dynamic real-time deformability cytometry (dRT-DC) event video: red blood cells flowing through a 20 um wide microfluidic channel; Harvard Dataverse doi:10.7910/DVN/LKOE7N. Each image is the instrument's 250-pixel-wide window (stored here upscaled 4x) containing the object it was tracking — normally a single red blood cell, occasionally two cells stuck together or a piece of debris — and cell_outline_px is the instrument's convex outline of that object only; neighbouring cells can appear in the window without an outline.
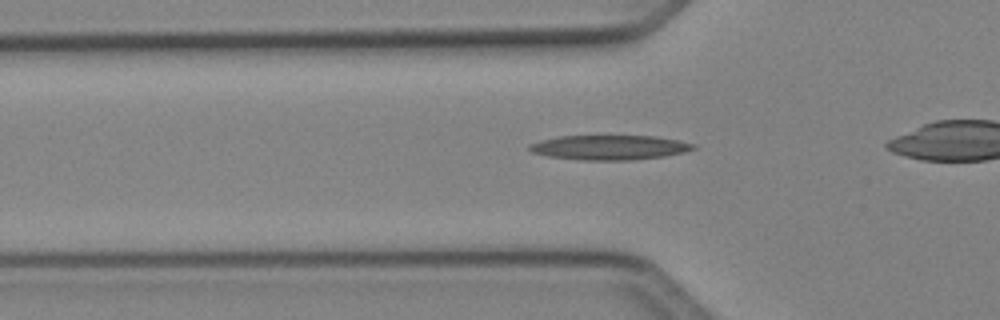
{"species": "Egyptian fruit bat (a non-hibernating species)", "species_latin": "Rousettus aegyptiacus", "temperature_condition": "cold", "stored_images_in_passage": 35, "camera_frame_rate_fps": 3000, "um_per_image_px": 0.085, "animal": {"sex": "female"}, "frame": {"image": 1, "passage_image": 12, "time_ms": 3.667, "image_size_px": [1000, 320], "cell_outline_px": [[696, 148], [684, 152], [664, 156], [628, 160], [580, 160], [548, 156], [532, 152], [528, 148], [528, 144], [540, 140], [560, 136], [656, 136], [696, 144]], "centroid_in_image_um": [51.78, 12.53], "position_along_channel_um": 74.0, "area_um2": 23.47}}
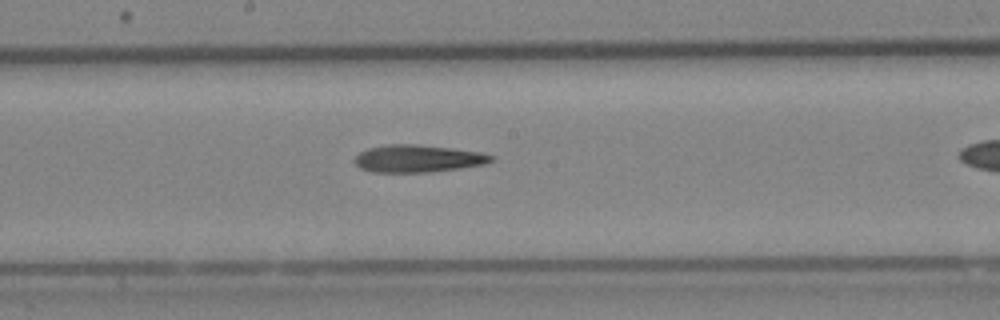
{"frame": {"image": 2, "passage_image": 22, "time_ms": 7.0, "image_size_px": [1000, 320], "cell_outline_px": [[496, 160], [484, 164], [460, 168], [428, 172], [372, 172], [360, 168], [356, 164], [356, 156], [360, 152], [368, 148], [388, 144], [416, 144], [452, 148], [480, 152], [496, 156]], "centroid_in_image_um": [35.56, 13.47], "position_along_channel_um": 212.6, "area_um2": 21.79}}
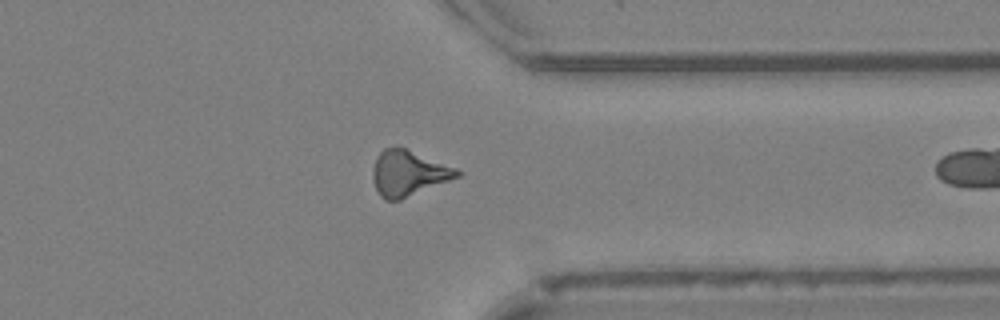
{"frame": {"image": 3, "passage_image": 34, "time_ms": 11.0, "image_size_px": [1000, 320], "cell_outline_px": [[464, 172], [460, 176], [400, 200], [384, 200], [380, 196], [376, 188], [372, 176], [372, 168], [376, 156], [384, 148], [404, 148], [456, 168]], "centroid_in_image_um": [34.7, 14.74], "position_along_channel_um": 376.7, "area_um2": 22.14}}